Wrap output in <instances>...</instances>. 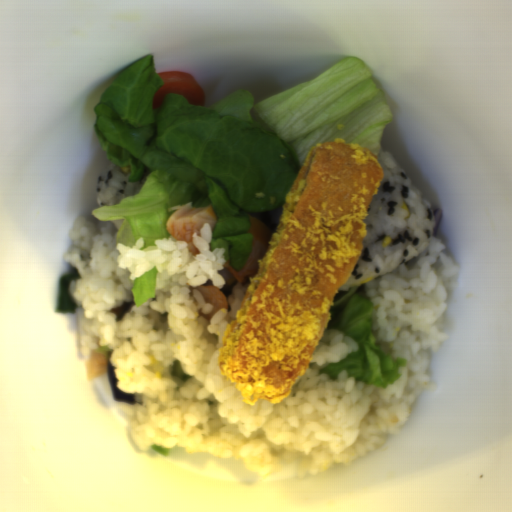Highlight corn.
Returning a JSON list of instances; mask_svg holds the SVG:
<instances>
[{
	"label": "corn",
	"mask_w": 512,
	"mask_h": 512,
	"mask_svg": "<svg viewBox=\"0 0 512 512\" xmlns=\"http://www.w3.org/2000/svg\"><path fill=\"white\" fill-rule=\"evenodd\" d=\"M373 279H374V278L372 277V278H369V279L363 280V281H362V282H360L357 286H359V287H360L361 285H363V284H365V283H367V282H370V281H372Z\"/></svg>",
	"instance_id": "1"
}]
</instances>
